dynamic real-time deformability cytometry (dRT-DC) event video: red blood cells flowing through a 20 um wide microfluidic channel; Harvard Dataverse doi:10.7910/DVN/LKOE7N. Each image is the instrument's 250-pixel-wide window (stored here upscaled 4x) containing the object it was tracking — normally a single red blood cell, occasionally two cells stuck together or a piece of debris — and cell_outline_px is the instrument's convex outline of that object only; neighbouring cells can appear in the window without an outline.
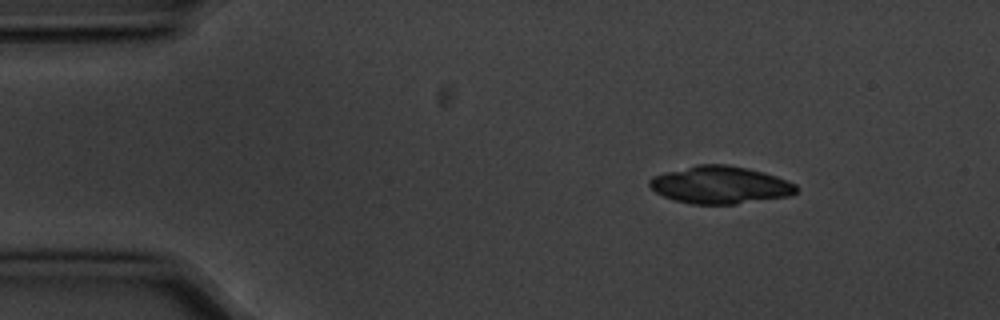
{"species": "common noctule bat (a hibernating species)", "species_latin": "Nyctalus noctula", "temperature_condition": "cold", "stored_images_in_passage": 3, "camera_frame_rate_fps": 3000, "um_per_image_px": 0.085, "animal": {"sex": "male", "body_mass_g": 20.1, "forearm_length_mm": 53.5}, "frame": {"image": 1, "passage_image": 1, "time_ms": 0.0, "image_size_px": [1000, 320], "cell_outline_px": [[800, 188], [796, 192], [788, 196], [736, 204], [692, 204], [672, 200], [656, 192], [648, 184], [648, 180], [652, 176], [700, 164], [724, 164], [748, 168], [764, 172], [776, 176], [796, 184]], "centroid_in_image_um": [61.23, 15.73], "position_along_channel_um": 23.8, "area_um2": 31.96}}